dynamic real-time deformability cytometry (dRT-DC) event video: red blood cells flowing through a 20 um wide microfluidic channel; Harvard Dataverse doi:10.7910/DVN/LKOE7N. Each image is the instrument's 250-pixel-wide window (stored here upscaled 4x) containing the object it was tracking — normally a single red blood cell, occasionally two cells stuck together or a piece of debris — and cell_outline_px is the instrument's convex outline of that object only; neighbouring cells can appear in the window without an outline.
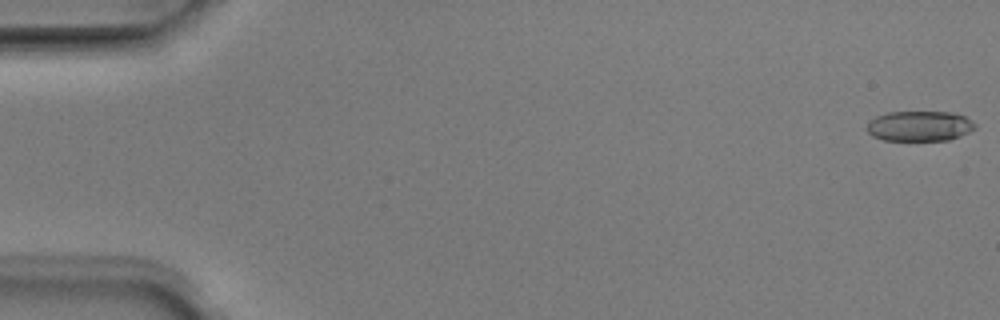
{"species": "Egyptian fruit bat (a non-hibernating species)", "species_latin": "Rousettus aegyptiacus", "temperature_condition": "room temperature", "stored_images_in_passage": 51, "camera_frame_rate_fps": 3000, "um_per_image_px": 0.085, "animal": {"sex": "male"}, "frame": {"image": 1, "passage_image": 1, "time_ms": 0.0, "image_size_px": [1000, 320], "cell_outline_px": [[976, 128], [960, 136], [948, 140], [884, 140], [872, 136], [868, 132], [868, 124], [876, 116], [888, 112], [952, 112], [964, 116], [972, 120], [976, 124]], "centroid_in_image_um": [78.19, 10.71], "position_along_channel_um": 6.8, "area_um2": 18.96}}
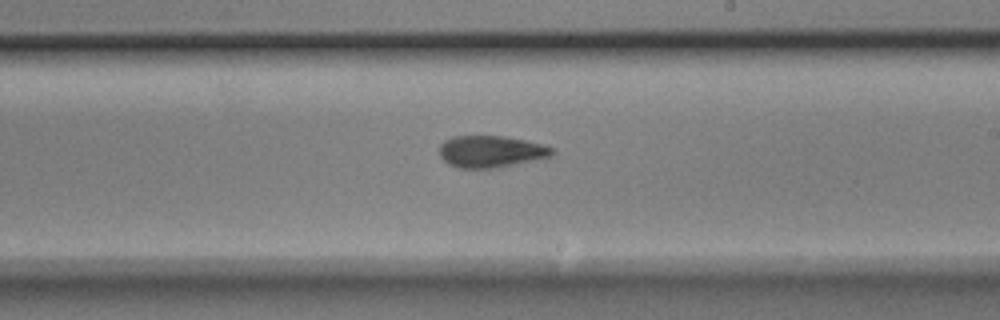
{"frame": {"image": 2, "passage_image": 30, "time_ms": 9.667, "image_size_px": [1000, 320], "cell_outline_px": [[556, 152], [552, 156], [492, 168], [456, 168], [448, 164], [440, 156], [440, 144], [444, 140], [452, 136], [504, 136], [544, 144], [552, 148]], "centroid_in_image_um": [41.7, 12.87], "position_along_channel_um": 247.3, "area_um2": 20.81}}
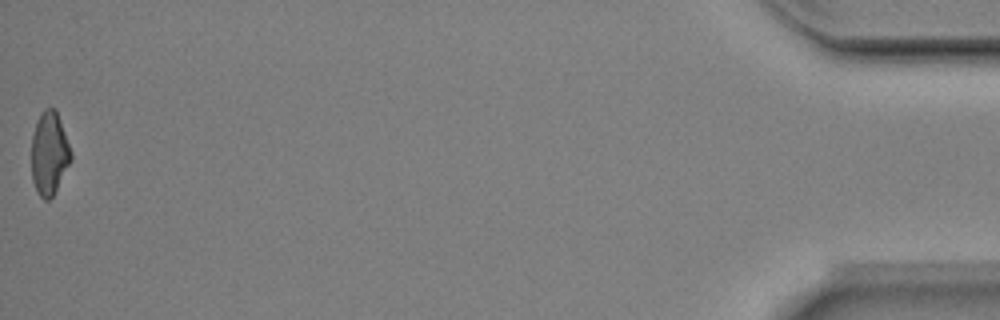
{"frame": {"image": 3, "passage_image": 51, "time_ms": 16.667, "image_size_px": [1000, 320], "cell_outline_px": [[72, 160], [52, 196], [48, 200], [44, 200], [40, 196], [32, 180], [32, 136], [36, 120], [40, 112], [44, 108], [56, 108], [72, 152]], "centroid_in_image_um": [4.19, 12.99], "position_along_channel_um": 431.0, "area_um2": 19.19}, "authors_computed_cell_mechanics": {"area_um2": 20.5768, "velocity_mm_per_s": 4.0182, "shape_relaxation_time_tau1_ms": 3.6236, "shape_relaxation_time_tau2_ms": 4.2439, "deformation_change_tau1": 0.1348, "deformation_change_tau2": 0.1326}}